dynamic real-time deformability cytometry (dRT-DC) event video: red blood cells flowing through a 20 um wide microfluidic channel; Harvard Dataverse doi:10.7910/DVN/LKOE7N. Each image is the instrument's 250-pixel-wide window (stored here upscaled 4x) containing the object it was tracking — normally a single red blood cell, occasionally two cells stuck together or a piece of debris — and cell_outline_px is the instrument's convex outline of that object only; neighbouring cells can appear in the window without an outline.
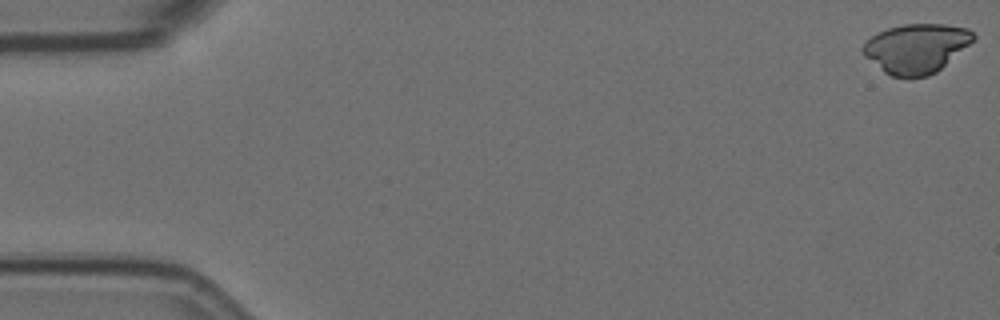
{"species": "Egyptian fruit bat (a non-hibernating species)", "species_latin": "Rousettus aegyptiacus", "temperature_condition": "room temperature", "stored_images_in_passage": 15, "camera_frame_rate_fps": 3000, "um_per_image_px": 0.085, "animal": {"sex": "female"}, "frame": {"image": 1, "passage_image": 1, "time_ms": 0.0, "image_size_px": [1000, 320], "cell_outline_px": [[976, 36], [968, 44], [936, 72], [928, 76], [892, 76], [884, 72], [864, 56], [860, 52], [860, 48], [876, 32], [888, 28], [904, 24], [944, 24], [968, 28]], "centroid_in_image_um": [77.83, 4.09], "position_along_channel_um": 7.2, "area_um2": 31.33}}
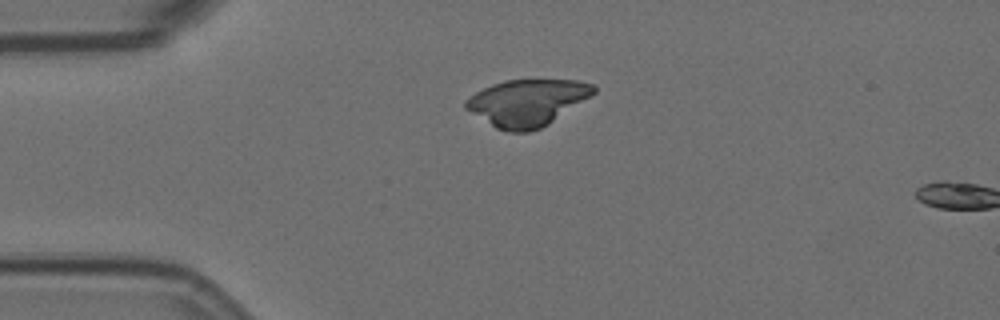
{"frame": {"image": 2, "passage_image": 14, "time_ms": 4.333, "image_size_px": [1000, 320], "cell_outline_px": [[596, 92], [548, 124], [540, 128], [528, 132], [508, 132], [496, 128], [464, 108], [464, 100], [476, 92], [492, 84], [504, 80], [580, 80], [596, 84]], "centroid_in_image_um": [44.8, 8.71], "position_along_channel_um": 40.2, "area_um2": 34.62}}